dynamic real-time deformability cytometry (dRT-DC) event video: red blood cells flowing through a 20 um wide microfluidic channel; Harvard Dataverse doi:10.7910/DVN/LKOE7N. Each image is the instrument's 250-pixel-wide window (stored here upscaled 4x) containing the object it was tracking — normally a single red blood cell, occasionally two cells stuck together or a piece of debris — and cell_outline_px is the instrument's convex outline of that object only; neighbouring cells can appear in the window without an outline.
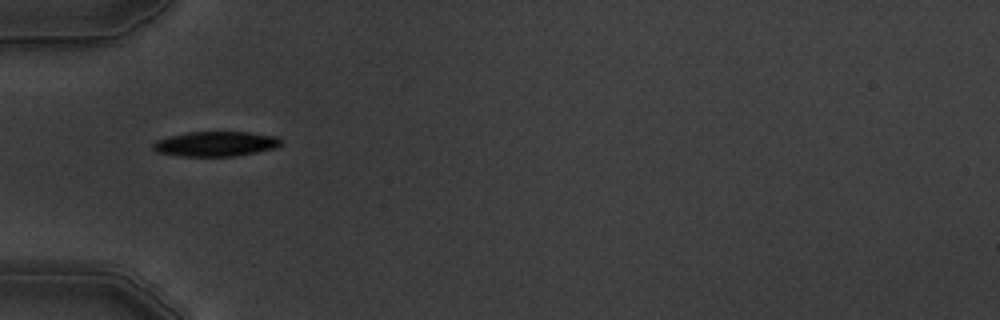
{"species": "common noctule bat (a hibernating species)", "species_latin": "Nyctalus noctula", "temperature_condition": "warm", "stored_images_in_passage": 3, "camera_frame_rate_fps": 3000, "um_per_image_px": 0.085, "animal": {"sex": "male", "body_mass_g": 19.5, "forearm_length_mm": 54.6}, "frame": {"image": 1, "passage_image": 1, "time_ms": 0.0, "image_size_px": [1000, 320], "cell_outline_px": [[280, 144], [276, 148], [236, 156], [184, 156], [156, 152], [152, 148], [152, 144], [156, 140], [168, 136], [188, 132], [248, 132], [276, 136], [280, 140]], "centroid_in_image_um": [18.3, 12.23], "position_along_channel_um": 66.7, "area_um2": 18.5}}